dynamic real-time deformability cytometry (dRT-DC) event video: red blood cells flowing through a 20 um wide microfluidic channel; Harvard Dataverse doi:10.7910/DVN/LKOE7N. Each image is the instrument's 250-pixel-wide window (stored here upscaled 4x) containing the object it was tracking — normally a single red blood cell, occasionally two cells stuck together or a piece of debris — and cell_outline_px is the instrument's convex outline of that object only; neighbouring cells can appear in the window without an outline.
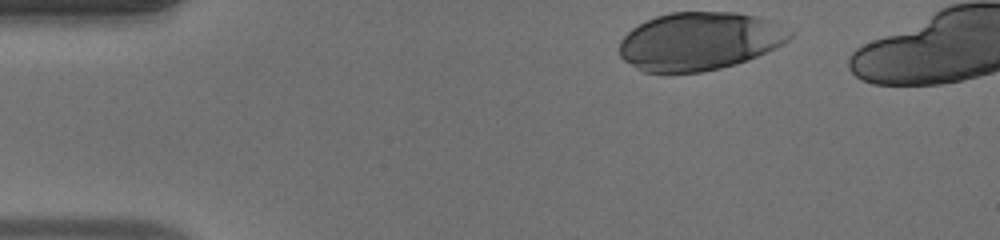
{"species": "human", "species_latin": "Homo sapiens", "temperature_condition": "warm", "stored_images_in_passage": 33, "camera_frame_rate_fps": 3000, "um_per_image_px": 0.085, "donor": {"sex": "male"}, "frame": {"image": 1, "passage_image": 1, "time_ms": 0.0, "image_size_px": [1000, 240], "cell_outline_px": [[792, 36], [788, 40], [748, 60], [736, 64], [720, 68], [700, 72], [644, 72], [636, 68], [624, 60], [620, 56], [620, 40], [632, 28], [656, 16], [672, 12], [736, 12], [760, 16], [772, 20], [792, 32]], "centroid_in_image_um": [59.45, 3.49], "position_along_channel_um": 25.6, "area_um2": 57.4}}